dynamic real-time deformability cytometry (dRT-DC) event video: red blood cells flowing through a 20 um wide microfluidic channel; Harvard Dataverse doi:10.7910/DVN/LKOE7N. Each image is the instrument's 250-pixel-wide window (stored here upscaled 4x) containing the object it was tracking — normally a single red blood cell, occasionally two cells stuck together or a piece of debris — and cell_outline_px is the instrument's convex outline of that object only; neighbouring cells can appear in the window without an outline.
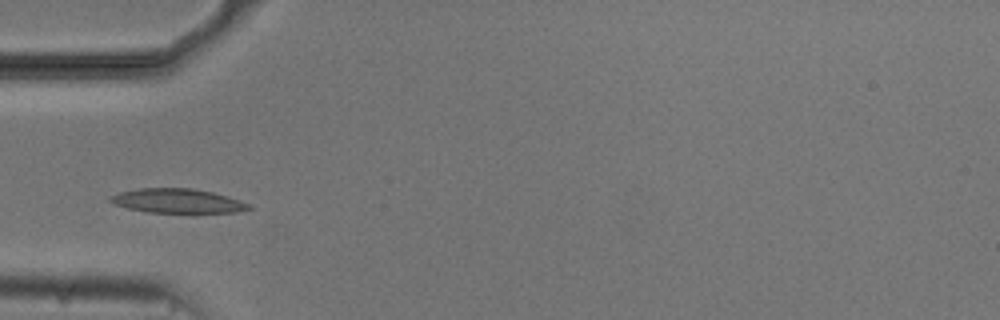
{"species": "common noctule bat (a hibernating species)", "species_latin": "Nyctalus noctula", "temperature_condition": "cold", "stored_images_in_passage": 38, "camera_frame_rate_fps": 3000, "um_per_image_px": 0.085, "animal": {"sex": "male", "body_mass_g": 20.5, "forearm_length_mm": 52.5}, "frame": {"image": 1, "passage_image": 1, "time_ms": 0.0, "image_size_px": [1000, 320], "cell_outline_px": [[252, 208], [236, 212], [148, 212], [128, 208], [112, 204], [108, 200], [108, 196], [120, 192], [140, 188], [192, 188], [212, 192], [240, 200], [248, 204]], "centroid_in_image_um": [15.02, 17.07], "position_along_channel_um": 70.0, "area_um2": 19.42}}
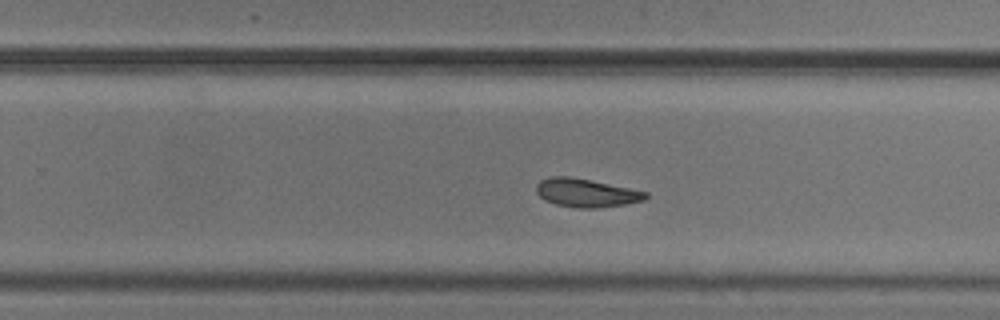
{"frame": {"image": 2, "passage_image": 18, "time_ms": 5.667, "image_size_px": [1000, 320], "cell_outline_px": [[648, 196], [644, 200], [628, 204], [600, 208], [576, 208], [556, 204], [544, 200], [536, 192], [536, 184], [540, 180], [548, 176], [572, 176], [648, 192]], "centroid_in_image_um": [49.81, 16.39], "position_along_channel_um": 280.0, "area_um2": 18.32}}
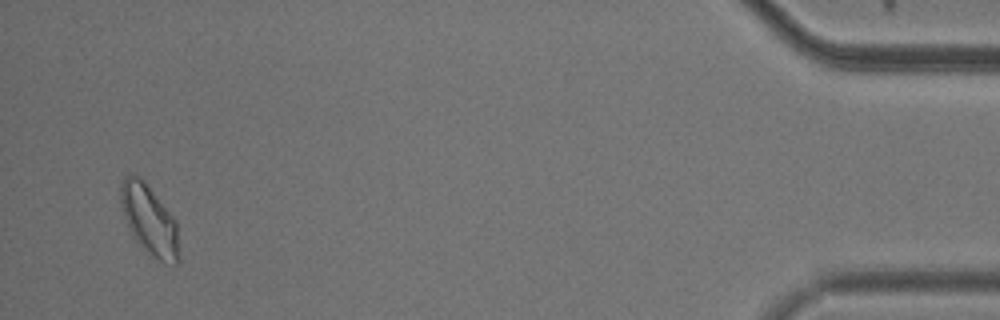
{"frame": {"image": 3, "passage_image": 36, "time_ms": 11.667, "image_size_px": [1000, 320], "cell_outline_px": [[180, 260], [176, 264], [164, 264], [152, 256], [132, 236], [128, 228], [124, 216], [120, 200], [120, 184], [124, 176], [132, 172], [140, 176], [144, 180], [176, 220]], "centroid_in_image_um": [12.69, 18.68], "position_along_channel_um": 422.5, "area_um2": 24.04}, "authors_computed_cell_mechanics": {"area_um2": 18.4382, "velocity_mm_per_s": 3.7039, "shape_relaxation_time_tau1_ms": 10.7971, "shape_relaxation_time_tau2_ms": null, "deformation_change_tau1": 0.2256, "deformation_change_tau2": null}}